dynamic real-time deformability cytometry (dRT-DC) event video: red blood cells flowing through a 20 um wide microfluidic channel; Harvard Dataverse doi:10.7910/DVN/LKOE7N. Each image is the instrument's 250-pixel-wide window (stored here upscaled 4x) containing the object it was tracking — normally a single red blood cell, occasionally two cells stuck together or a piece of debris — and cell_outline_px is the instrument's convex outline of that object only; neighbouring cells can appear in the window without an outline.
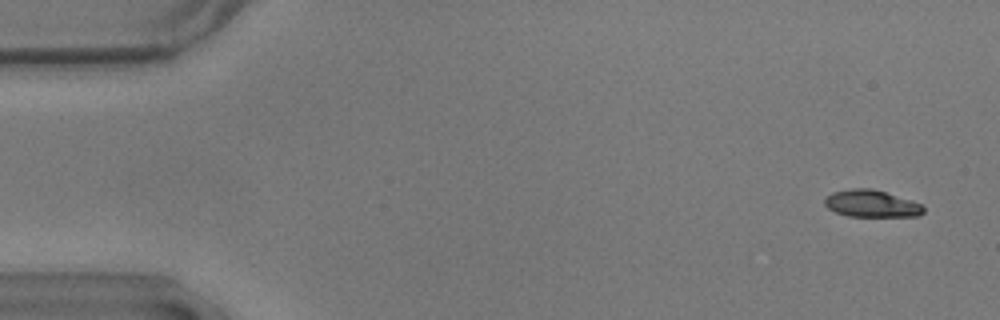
{"species": "common noctule bat (a hibernating species)", "species_latin": "Nyctalus noctula", "temperature_condition": "warm", "stored_images_in_passage": 55, "camera_frame_rate_fps": 3000, "um_per_image_px": 0.085, "animal": {"sex": "male", "body_mass_g": 17.9}, "frame": {"image": 1, "passage_image": 3, "time_ms": 0.667, "image_size_px": [1000, 320], "cell_outline_px": [[924, 212], [920, 216], [848, 216], [836, 212], [828, 208], [824, 204], [824, 200], [832, 192], [852, 188], [872, 188], [920, 204], [924, 208]], "centroid_in_image_um": [74.04, 17.31], "position_along_channel_um": 11.0, "area_um2": 15.32}}
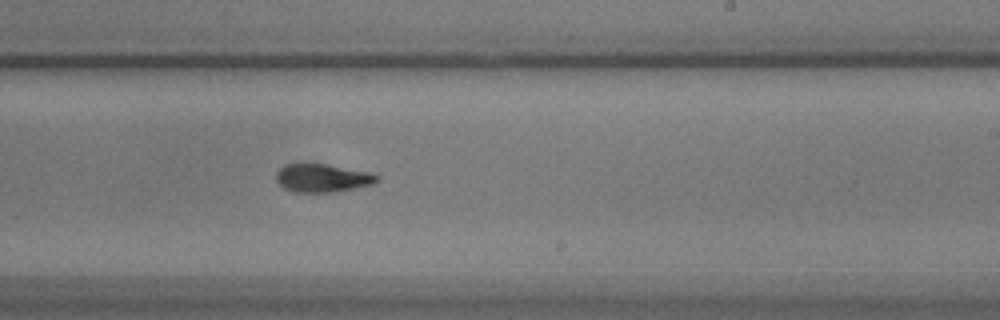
{"frame": {"image": 2, "passage_image": 34, "time_ms": 11.0, "image_size_px": [1000, 320], "cell_outline_px": [[380, 180], [372, 184], [332, 192], [292, 192], [284, 188], [276, 180], [276, 172], [284, 164], [300, 160], [304, 160], [328, 164], [368, 172], [380, 176]], "centroid_in_image_um": [27.33, 15.07], "position_along_channel_um": 261.7, "area_um2": 17.17}}
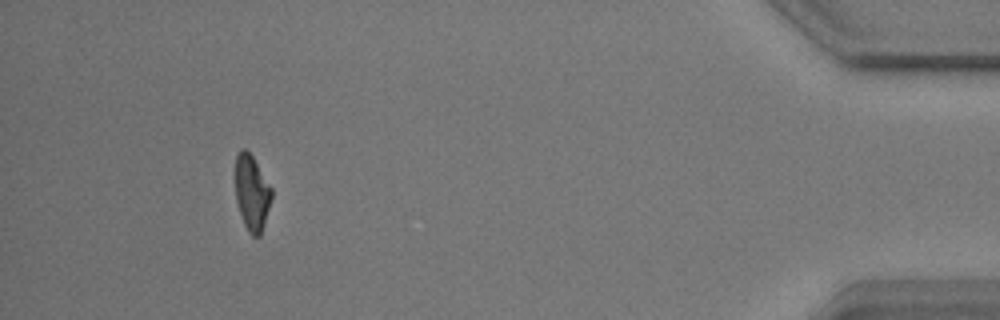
{"frame": {"image": 3, "passage_image": 52, "time_ms": 17.0, "image_size_px": [1000, 320], "cell_outline_px": [[272, 196], [264, 224], [260, 236], [252, 236], [248, 232], [244, 224], [236, 200], [232, 172], [236, 156], [240, 148], [244, 148], [252, 156], [272, 188]], "centroid_in_image_um": [21.35, 16.33], "position_along_channel_um": 413.8, "area_um2": 16.36}, "authors_computed_cell_mechanics": {"area_um2": 16.8776, "velocity_mm_per_s": 3.6103, "shape_relaxation_time_tau1_ms": 3.3242, "shape_relaxation_time_tau2_ms": 2.4314, "deformation_change_tau1": 0.1516, "deformation_change_tau2": 0.0796}}